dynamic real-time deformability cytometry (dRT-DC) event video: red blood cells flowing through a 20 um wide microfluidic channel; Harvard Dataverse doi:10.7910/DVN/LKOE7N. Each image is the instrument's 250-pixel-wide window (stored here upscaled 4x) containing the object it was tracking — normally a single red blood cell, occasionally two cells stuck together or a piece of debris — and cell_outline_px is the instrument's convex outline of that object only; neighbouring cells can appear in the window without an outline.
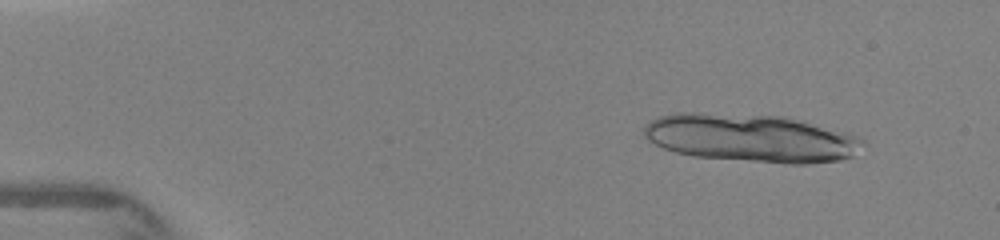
{"species": "human", "species_latin": "Homo sapiens", "temperature_condition": "warm", "stored_images_in_passage": 7, "camera_frame_rate_fps": 3000, "um_per_image_px": 0.085, "donor": {"sex": "female"}, "frame": {"image": 1, "passage_image": 1, "time_ms": 0.0, "image_size_px": [1000, 240], "cell_outline_px": [[864, 140], [852, 156], [840, 160], [808, 164], [784, 164], [692, 156], [676, 152], [664, 148], [648, 140], [644, 136], [644, 128], [652, 120], [660, 116], [676, 112], [696, 112], [784, 116], [800, 120], [844, 132], [856, 136]], "centroid_in_image_um": [63.8, 11.73], "position_along_channel_um": 21.2, "area_um2": 61.09}}